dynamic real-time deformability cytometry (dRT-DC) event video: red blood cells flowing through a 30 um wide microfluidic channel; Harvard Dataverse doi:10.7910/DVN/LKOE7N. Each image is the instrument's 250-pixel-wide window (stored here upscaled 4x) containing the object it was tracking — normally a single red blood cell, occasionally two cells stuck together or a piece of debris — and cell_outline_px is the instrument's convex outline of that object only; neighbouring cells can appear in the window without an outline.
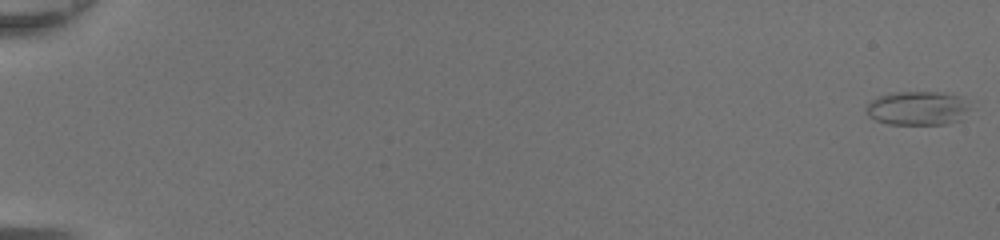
{"species": "common noctule bat (a hibernating species)", "species_latin": "Nyctalus noctula", "temperature_condition": "room temperature", "stored_images_in_passage": 50, "camera_frame_rate_fps": 3000, "um_per_image_px": 0.085, "animal": {"sex": "female", "body_mass_g": 20.0, "forearm_length_mm": 54.0}, "frame": {"image": 1, "passage_image": 1, "time_ms": 0.0, "image_size_px": [1000, 240], "cell_outline_px": [[976, 100], [972, 108], [964, 120], [948, 124], [888, 124], [876, 120], [868, 116], [864, 108], [876, 96], [888, 92], [944, 92]], "centroid_in_image_um": [78.14, 9.18], "position_along_channel_um": 6.9, "area_um2": 21.68}}
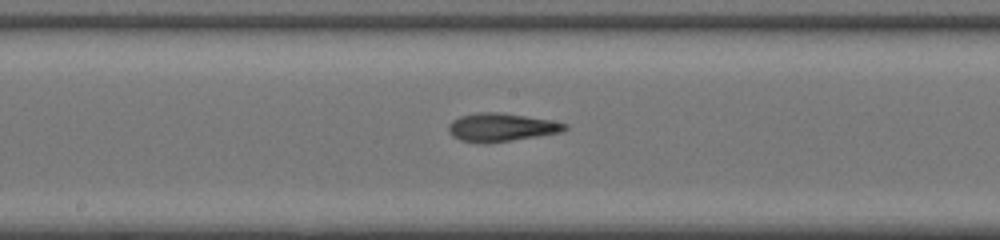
{"frame": {"image": 2, "passage_image": 29, "time_ms": 9.333, "image_size_px": [1000, 240], "cell_outline_px": [[568, 128], [560, 132], [488, 144], [484, 144], [460, 140], [452, 136], [448, 132], [448, 124], [452, 120], [460, 116], [476, 112], [500, 112], [552, 120], [568, 124]], "centroid_in_image_um": [42.56, 10.82], "position_along_channel_um": 205.6, "area_um2": 19.31}}
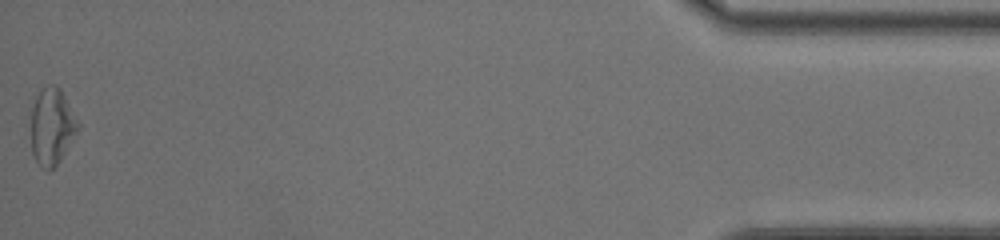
{"frame": {"image": 3, "passage_image": 50, "time_ms": 16.333, "image_size_px": [1000, 240], "cell_outline_px": [[80, 128], [60, 160], [48, 172], [40, 168], [32, 152], [32, 108], [36, 96], [44, 88], [52, 84], [60, 88], [80, 124]], "centroid_in_image_um": [4.43, 10.78], "position_along_channel_um": 430.8, "area_um2": 20.75}, "authors_computed_cell_mechanics": {"area_um2": 19.9121, "velocity_mm_per_s": 4.3997, "shape_relaxation_time_tau1_ms": 4.3997, "shape_relaxation_time_tau2_ms": 3.0746, "deformation_change_tau1": 0.1788, "deformation_change_tau2": 0.1211}}